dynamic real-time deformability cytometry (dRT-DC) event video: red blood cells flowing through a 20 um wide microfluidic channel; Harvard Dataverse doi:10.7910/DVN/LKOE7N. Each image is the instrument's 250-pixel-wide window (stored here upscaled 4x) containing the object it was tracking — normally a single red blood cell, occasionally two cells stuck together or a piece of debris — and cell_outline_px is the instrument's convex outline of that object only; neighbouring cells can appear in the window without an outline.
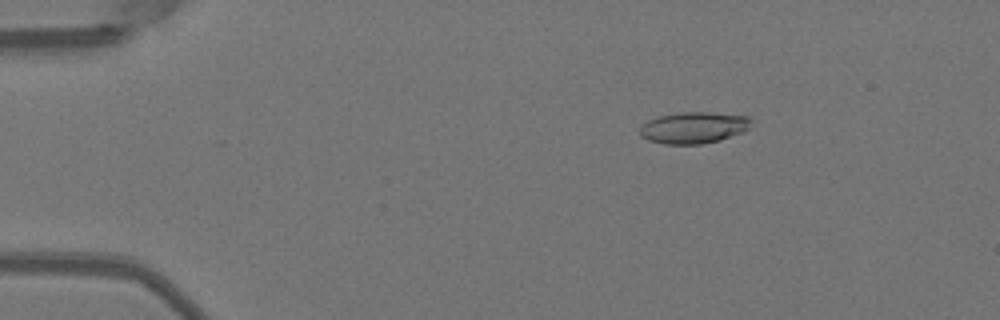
{"species": "Egyptian fruit bat (a non-hibernating species)", "species_latin": "Rousettus aegyptiacus", "temperature_condition": "warm", "stored_images_in_passage": 16, "camera_frame_rate_fps": 3000, "um_per_image_px": 0.085, "animal": {"sex": "female"}, "frame": {"image": 1, "passage_image": 9, "time_ms": 2.667, "image_size_px": [1000, 320], "cell_outline_px": [[752, 120], [748, 128], [744, 132], [720, 140], [700, 144], [664, 144], [648, 140], [640, 136], [640, 124], [648, 120], [660, 116], [680, 112], [708, 112], [748, 116]], "centroid_in_image_um": [58.94, 10.85], "position_along_channel_um": 26.1, "area_um2": 20.52}}